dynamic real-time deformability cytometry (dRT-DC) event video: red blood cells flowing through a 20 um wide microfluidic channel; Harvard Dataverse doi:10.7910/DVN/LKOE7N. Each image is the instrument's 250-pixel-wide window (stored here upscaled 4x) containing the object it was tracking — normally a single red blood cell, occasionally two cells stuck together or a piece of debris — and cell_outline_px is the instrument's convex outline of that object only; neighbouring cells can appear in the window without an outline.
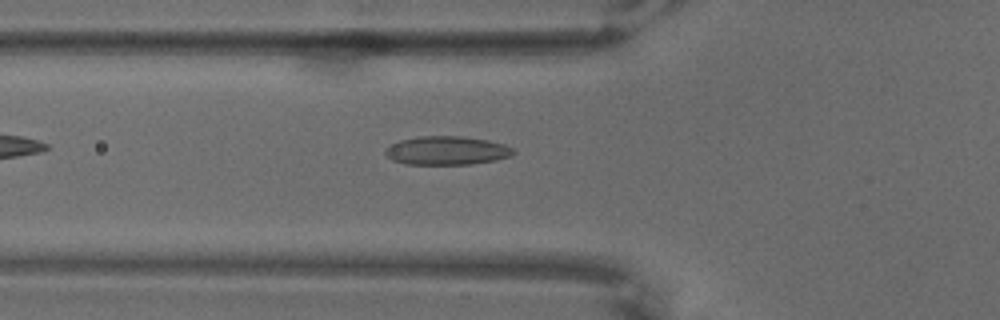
{"species": "common noctule bat (a hibernating species)", "species_latin": "Nyctalus noctula", "temperature_condition": "warm", "stored_images_in_passage": 46, "camera_frame_rate_fps": 3000, "um_per_image_px": 0.085, "animal": {"sex": "male", "body_mass_g": 18.8}, "frame": {"image": 1, "passage_image": 4, "time_ms": 1.0, "image_size_px": [1000, 320], "cell_outline_px": [[516, 152], [512, 156], [496, 160], [472, 164], [404, 164], [392, 160], [384, 152], [384, 148], [388, 144], [400, 140], [420, 136], [460, 136], [488, 140], [504, 144], [512, 148]], "centroid_in_image_um": [37.96, 12.79], "position_along_channel_um": 87.8, "area_um2": 21.56}}
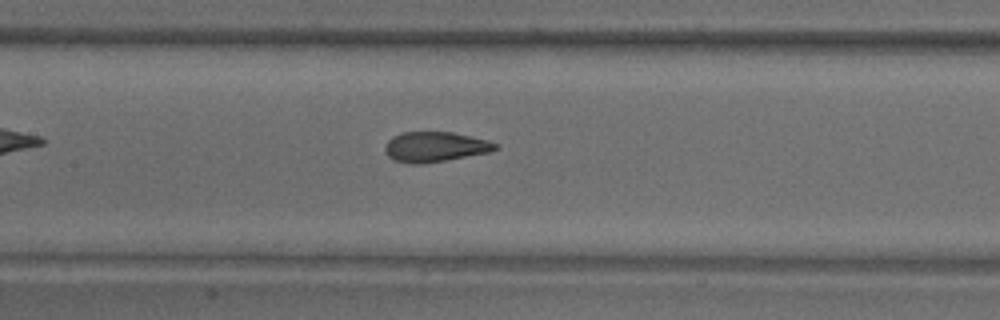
{"frame": {"image": 2, "passage_image": 12, "time_ms": 3.667, "image_size_px": [1000, 320], "cell_outline_px": [[500, 148], [492, 152], [424, 164], [408, 164], [392, 160], [388, 156], [384, 148], [384, 144], [392, 136], [404, 132], [452, 132], [472, 136], [488, 140], [500, 144]], "centroid_in_image_um": [37.01, 12.49], "position_along_channel_um": 170.4, "area_um2": 19.83}}
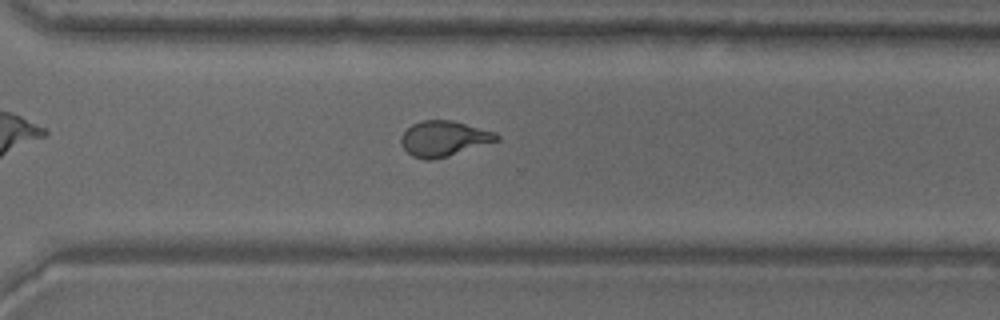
{"frame": {"image": 3, "passage_image": 28, "time_ms": 9.0, "image_size_px": [1000, 320], "cell_outline_px": [[500, 140], [448, 156], [432, 160], [424, 160], [412, 156], [400, 144], [400, 136], [412, 124], [420, 120], [452, 120], [496, 132], [500, 136]], "centroid_in_image_um": [37.72, 11.78], "position_along_channel_um": 332.9, "area_um2": 19.83}}